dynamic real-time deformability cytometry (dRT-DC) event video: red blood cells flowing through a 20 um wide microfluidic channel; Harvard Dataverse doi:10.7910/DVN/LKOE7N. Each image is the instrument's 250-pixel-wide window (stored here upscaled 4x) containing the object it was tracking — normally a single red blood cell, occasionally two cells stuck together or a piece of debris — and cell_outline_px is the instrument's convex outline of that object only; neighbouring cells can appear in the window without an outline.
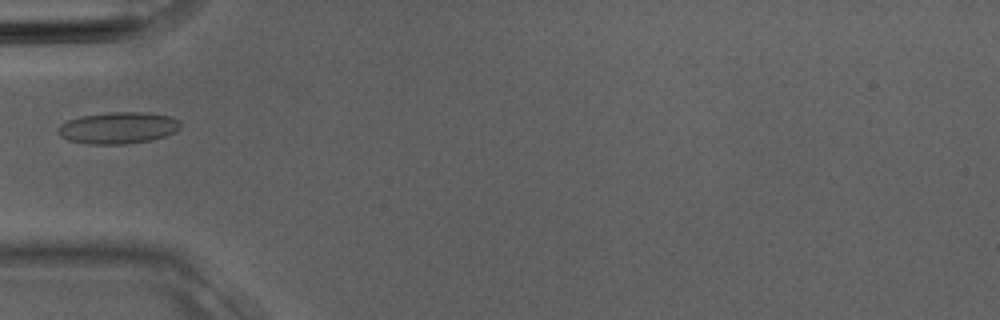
{"species": "Egyptian fruit bat (a non-hibernating species)", "species_latin": "Rousettus aegyptiacus", "temperature_condition": "room temperature", "stored_images_in_passage": 4, "camera_frame_rate_fps": 3000, "um_per_image_px": 0.085, "animal": {"sex": "male"}, "frame": {"image": 1, "passage_image": 4, "time_ms": 1.0, "image_size_px": [1000, 320], "cell_outline_px": [[180, 128], [176, 132], [152, 140], [124, 144], [88, 144], [68, 140], [60, 136], [56, 132], [60, 124], [68, 120], [80, 116], [112, 112], [148, 112], [168, 116], [176, 120], [180, 124]], "centroid_in_image_um": [10.01, 10.87], "position_along_channel_um": 75.0, "area_um2": 22.6}}